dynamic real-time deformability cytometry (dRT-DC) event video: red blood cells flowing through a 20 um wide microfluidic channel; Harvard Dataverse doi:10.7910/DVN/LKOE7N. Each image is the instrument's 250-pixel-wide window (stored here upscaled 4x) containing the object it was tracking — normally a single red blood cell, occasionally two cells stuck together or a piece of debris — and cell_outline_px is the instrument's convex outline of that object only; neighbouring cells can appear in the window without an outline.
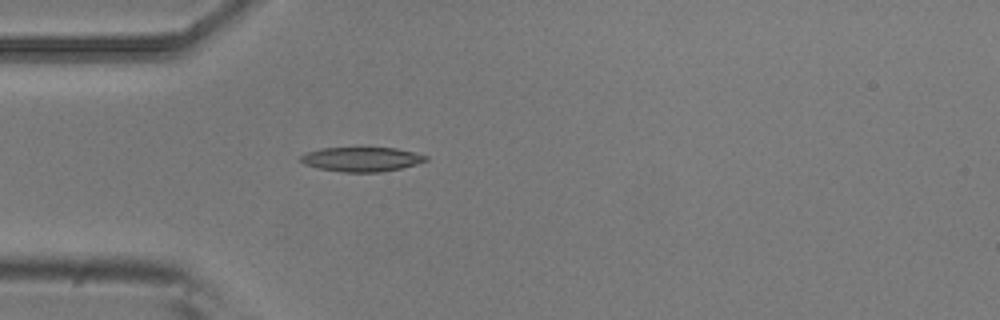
{"species": "common noctule bat (a hibernating species)", "species_latin": "Nyctalus noctula", "temperature_condition": "room temperature", "stored_images_in_passage": 2, "camera_frame_rate_fps": 3000, "um_per_image_px": 0.085, "animal": {"sex": "male", "body_mass_g": 20.5, "forearm_length_mm": 52.5}, "frame": {"image": 1, "passage_image": 2, "time_ms": 0.333, "image_size_px": [1000, 320], "cell_outline_px": [[428, 160], [416, 164], [400, 168], [380, 172], [344, 172], [320, 168], [304, 164], [300, 160], [300, 156], [304, 152], [324, 148], [396, 148], [428, 156]], "centroid_in_image_um": [30.72, 13.53], "position_along_channel_um": 54.3, "area_um2": 17.63}}